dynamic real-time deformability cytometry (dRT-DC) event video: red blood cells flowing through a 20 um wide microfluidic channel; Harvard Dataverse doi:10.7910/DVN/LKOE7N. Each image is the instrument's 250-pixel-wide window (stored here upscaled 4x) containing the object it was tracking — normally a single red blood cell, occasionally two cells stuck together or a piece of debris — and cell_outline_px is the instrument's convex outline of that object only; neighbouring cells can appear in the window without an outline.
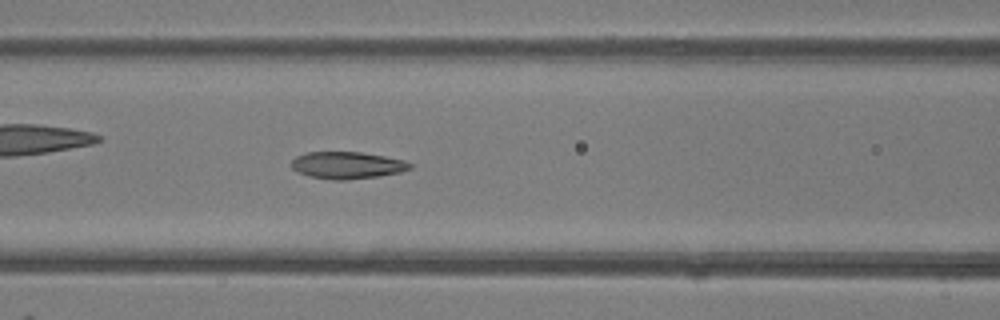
{"species": "common noctule bat (a hibernating species)", "species_latin": "Nyctalus noctula", "temperature_condition": "room temperature", "stored_images_in_passage": 49, "camera_frame_rate_fps": 3000, "um_per_image_px": 0.085, "animal": {"sex": "female"}, "frame": {"image": 1, "passage_image": 20, "time_ms": 6.333, "image_size_px": [1000, 320], "cell_outline_px": [[412, 168], [400, 172], [380, 176], [344, 180], [332, 180], [308, 176], [296, 172], [292, 168], [292, 160], [296, 156], [308, 152], [360, 152], [384, 156], [404, 160], [412, 164]], "centroid_in_image_um": [29.5, 14.05], "position_along_channel_um": 137.1, "area_um2": 18.73}}
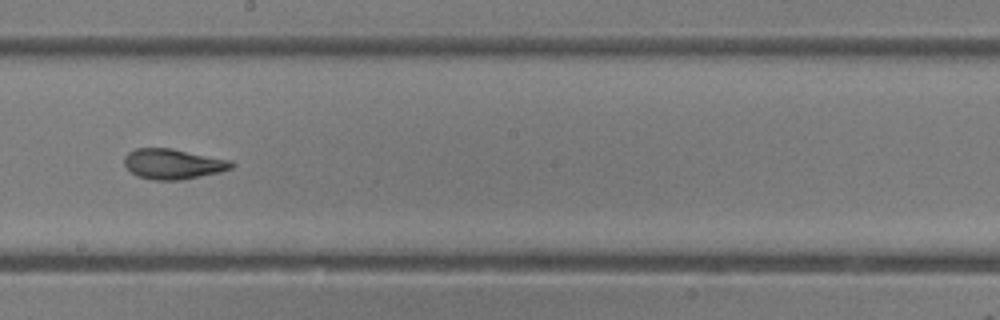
{"frame": {"image": 2, "passage_image": 27, "time_ms": 8.667, "image_size_px": [1000, 320], "cell_outline_px": [[236, 164], [232, 168], [220, 172], [180, 180], [152, 180], [136, 176], [124, 164], [124, 156], [128, 152], [136, 148], [172, 148], [232, 160]], "centroid_in_image_um": [14.72, 13.93], "position_along_channel_um": 233.5, "area_um2": 19.07}}
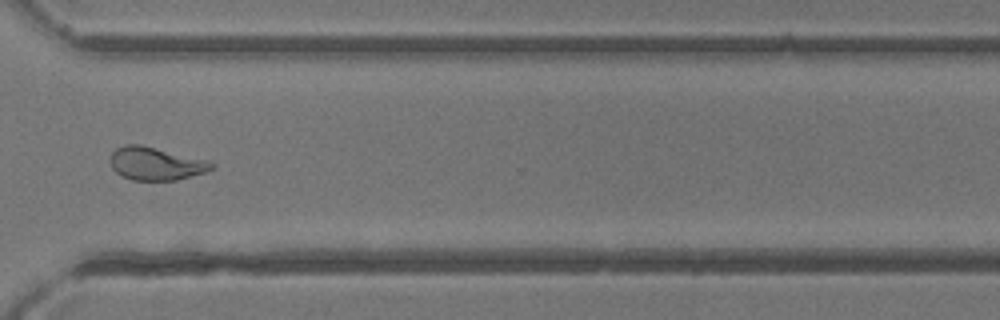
{"frame": {"image": 3, "passage_image": 36, "time_ms": 11.667, "image_size_px": [1000, 320], "cell_outline_px": [[216, 168], [208, 172], [176, 180], [132, 180], [120, 176], [112, 168], [108, 160], [112, 152], [116, 148], [124, 144], [140, 144], [212, 160]], "centroid_in_image_um": [13.28, 13.9], "position_along_channel_um": 357.3, "area_um2": 20.11}, "authors_computed_cell_mechanics": {"area_um2": 20.1144, "velocity_mm_per_s": 4.1359, "shape_relaxation_time_tau1_ms": 5.7298, "shape_relaxation_time_tau2_ms": 1.5135, "deformation_change_tau1": 0.1769, "deformation_change_tau2": 0.0783}}